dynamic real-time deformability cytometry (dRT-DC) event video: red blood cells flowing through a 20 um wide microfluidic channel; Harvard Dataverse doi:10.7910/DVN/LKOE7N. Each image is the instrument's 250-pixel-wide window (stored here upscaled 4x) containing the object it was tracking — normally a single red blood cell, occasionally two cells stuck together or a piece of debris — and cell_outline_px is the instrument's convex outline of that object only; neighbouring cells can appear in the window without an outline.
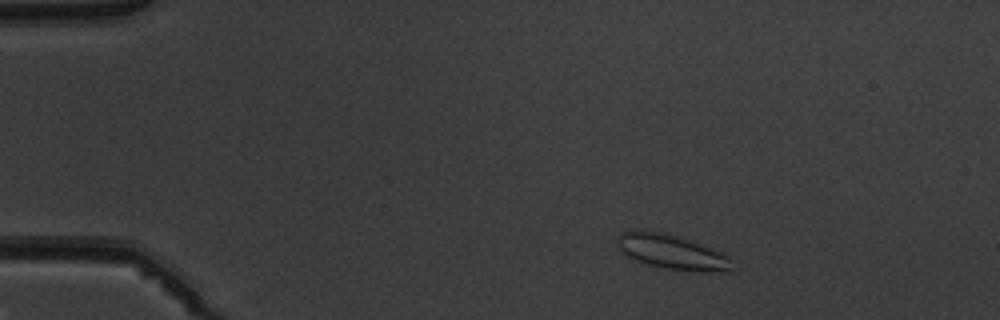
{"species": "common noctule bat (a hibernating species)", "species_latin": "Nyctalus noctula", "temperature_condition": "warm", "stored_images_in_passage": 3, "camera_frame_rate_fps": 3000, "um_per_image_px": 0.085, "animal": {"sex": "male", "body_mass_g": 19.5, "forearm_length_mm": 54.6}, "frame": {"image": 1, "passage_image": 1, "time_ms": 0.0, "image_size_px": [1000, 320], "cell_outline_px": [[732, 268], [704, 272], [696, 272], [664, 268], [632, 260], [624, 256], [616, 248], [616, 240], [620, 232], [636, 228], [640, 228], [664, 232], [700, 244], [720, 252], [728, 256], [732, 260]], "centroid_in_image_um": [56.94, 21.38], "position_along_channel_um": 28.1, "area_um2": 23.52}}